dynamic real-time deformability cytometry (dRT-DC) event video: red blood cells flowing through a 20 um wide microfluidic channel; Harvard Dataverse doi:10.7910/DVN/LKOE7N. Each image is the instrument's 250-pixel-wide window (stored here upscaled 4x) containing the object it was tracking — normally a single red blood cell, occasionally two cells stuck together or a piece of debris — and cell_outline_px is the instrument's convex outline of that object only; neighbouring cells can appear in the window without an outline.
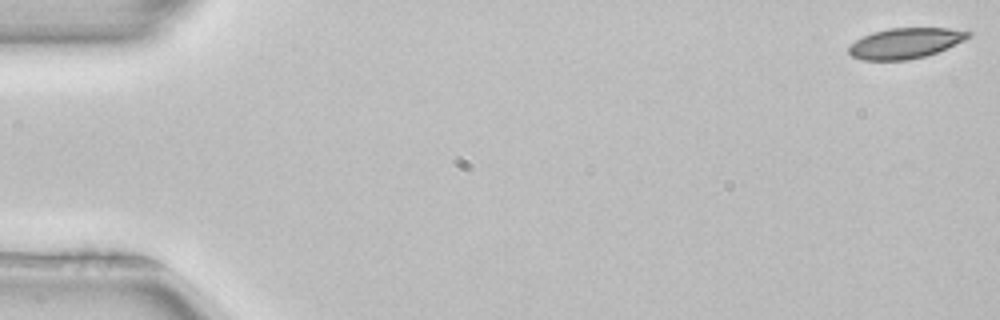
{"species": "common noctule bat (a hibernating species)", "species_latin": "Nyctalus noctula", "temperature_condition": "room temperature", "stored_images_in_passage": 52, "camera_frame_rate_fps": 3000, "um_per_image_px": 0.085, "animal": {"sex": "female", "body_mass_g": 22.7, "forearm_length_mm": 54.2}, "frame": {"image": 1, "passage_image": 1, "time_ms": 0.0, "image_size_px": [1000, 320], "cell_outline_px": [[972, 32], [964, 40], [936, 52], [924, 56], [908, 60], [864, 60], [852, 56], [848, 52], [848, 48], [856, 40], [872, 32], [888, 28], [948, 28]], "centroid_in_image_um": [76.92, 3.67], "position_along_channel_um": 8.1, "area_um2": 20.92}}
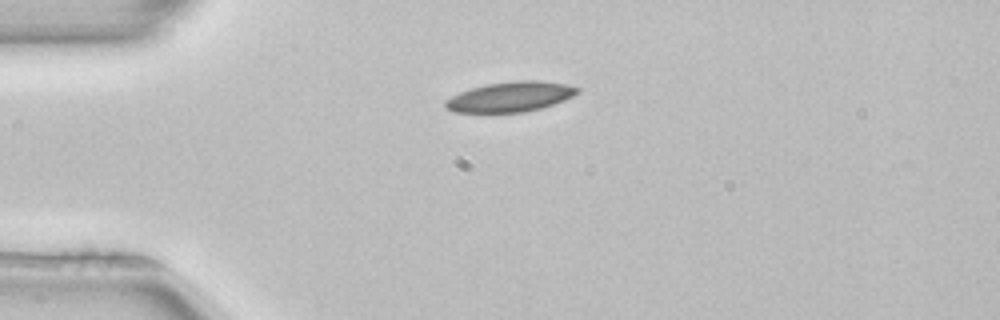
{"frame": {"image": 2, "passage_image": 13, "time_ms": 4.0, "image_size_px": [1000, 320], "cell_outline_px": [[580, 92], [564, 100], [540, 108], [524, 112], [452, 112], [444, 108], [444, 100], [460, 92], [484, 84], [516, 80], [540, 80], [564, 84], [580, 88]], "centroid_in_image_um": [43.35, 8.22], "position_along_channel_um": 41.7, "area_um2": 23.12}}
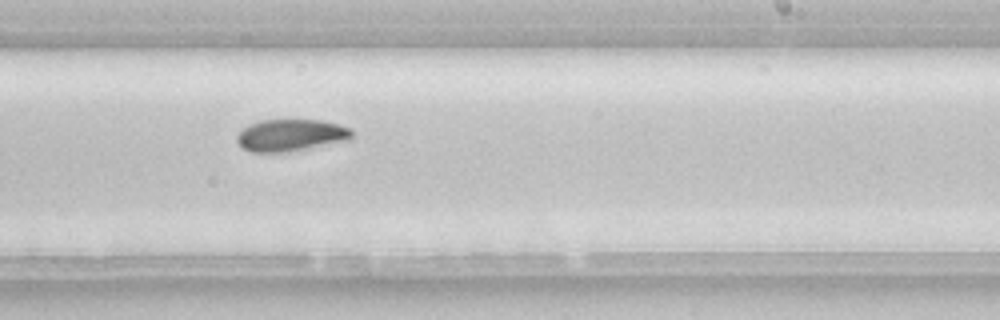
{"frame": {"image": 3, "passage_image": 32, "time_ms": 10.333, "image_size_px": [1000, 320], "cell_outline_px": [[352, 140], [288, 152], [252, 152], [240, 148], [236, 140], [236, 136], [244, 128], [260, 120], [320, 120], [340, 124], [348, 128], [352, 132]], "centroid_in_image_um": [24.73, 11.51], "position_along_channel_um": 264.3, "area_um2": 21.56}, "authors_computed_cell_mechanics": {"area_um2": 21.8484, "velocity_mm_per_s": 3.9403, "shape_relaxation_time_tau1_ms": 3.7031, "shape_relaxation_time_tau2_ms": null, "deformation_change_tau1": 0.1096, "deformation_change_tau2": null}}